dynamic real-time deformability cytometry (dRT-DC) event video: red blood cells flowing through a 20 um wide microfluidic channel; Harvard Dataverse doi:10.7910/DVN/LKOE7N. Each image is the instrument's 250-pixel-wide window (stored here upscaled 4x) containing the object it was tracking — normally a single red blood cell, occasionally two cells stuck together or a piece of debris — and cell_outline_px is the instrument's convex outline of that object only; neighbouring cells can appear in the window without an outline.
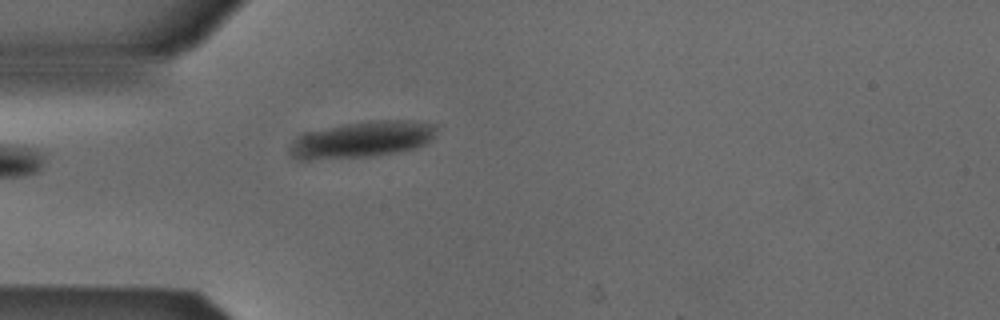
{"species": "Egyptian fruit bat (a non-hibernating species)", "species_latin": "Rousettus aegyptiacus", "temperature_condition": "cold", "stored_images_in_passage": 2, "camera_frame_rate_fps": 3000, "um_per_image_px": 0.085, "animal": {"sex": "male"}, "frame": {"image": 1, "passage_image": 2, "time_ms": 0.333, "image_size_px": [1000, 320], "cell_outline_px": [[436, 128], [432, 136], [424, 144], [416, 148], [376, 156], [308, 160], [296, 156], [292, 144], [300, 136], [308, 132], [344, 124], [368, 120], [412, 120], [436, 124]], "centroid_in_image_um": [30.88, 11.84], "position_along_channel_um": 54.1, "area_um2": 30.35}}